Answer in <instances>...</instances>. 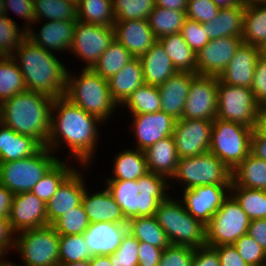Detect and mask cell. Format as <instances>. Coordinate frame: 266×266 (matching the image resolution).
Masks as SVG:
<instances>
[{"instance_id": "obj_1", "label": "cell", "mask_w": 266, "mask_h": 266, "mask_svg": "<svg viewBox=\"0 0 266 266\" xmlns=\"http://www.w3.org/2000/svg\"><path fill=\"white\" fill-rule=\"evenodd\" d=\"M57 110L56 118L51 112L50 133L46 147L54 149L59 143L58 139L63 137V141L70 147L72 155L76 156L83 164H88L92 159L97 136L96 123L101 120L70 102L66 97L54 99L52 111ZM55 118V119H54ZM59 136V138H57Z\"/></svg>"}, {"instance_id": "obj_2", "label": "cell", "mask_w": 266, "mask_h": 266, "mask_svg": "<svg viewBox=\"0 0 266 266\" xmlns=\"http://www.w3.org/2000/svg\"><path fill=\"white\" fill-rule=\"evenodd\" d=\"M54 99L26 90L0 104V123L46 147Z\"/></svg>"}, {"instance_id": "obj_3", "label": "cell", "mask_w": 266, "mask_h": 266, "mask_svg": "<svg viewBox=\"0 0 266 266\" xmlns=\"http://www.w3.org/2000/svg\"><path fill=\"white\" fill-rule=\"evenodd\" d=\"M18 67L27 90L56 99L65 94L67 73L62 63L50 52L25 38L16 49ZM20 62V63H18Z\"/></svg>"}, {"instance_id": "obj_4", "label": "cell", "mask_w": 266, "mask_h": 266, "mask_svg": "<svg viewBox=\"0 0 266 266\" xmlns=\"http://www.w3.org/2000/svg\"><path fill=\"white\" fill-rule=\"evenodd\" d=\"M165 176L147 172L138 180H107V189L119 204L125 219L154 216L162 201L168 198Z\"/></svg>"}, {"instance_id": "obj_5", "label": "cell", "mask_w": 266, "mask_h": 266, "mask_svg": "<svg viewBox=\"0 0 266 266\" xmlns=\"http://www.w3.org/2000/svg\"><path fill=\"white\" fill-rule=\"evenodd\" d=\"M80 75L75 79L67 73L64 97L104 121L118 105L112 98L108 80L88 68H84Z\"/></svg>"}, {"instance_id": "obj_6", "label": "cell", "mask_w": 266, "mask_h": 266, "mask_svg": "<svg viewBox=\"0 0 266 266\" xmlns=\"http://www.w3.org/2000/svg\"><path fill=\"white\" fill-rule=\"evenodd\" d=\"M182 205L170 197L162 201L154 215L158 224L165 231L171 245L194 249L206 246L205 225L188 213Z\"/></svg>"}, {"instance_id": "obj_7", "label": "cell", "mask_w": 266, "mask_h": 266, "mask_svg": "<svg viewBox=\"0 0 266 266\" xmlns=\"http://www.w3.org/2000/svg\"><path fill=\"white\" fill-rule=\"evenodd\" d=\"M252 132L251 127L216 118L209 151L232 171L250 153Z\"/></svg>"}, {"instance_id": "obj_8", "label": "cell", "mask_w": 266, "mask_h": 266, "mask_svg": "<svg viewBox=\"0 0 266 266\" xmlns=\"http://www.w3.org/2000/svg\"><path fill=\"white\" fill-rule=\"evenodd\" d=\"M48 147H42L36 154L10 162L0 163V184L13 194L29 192L35 184L58 161L50 155Z\"/></svg>"}, {"instance_id": "obj_9", "label": "cell", "mask_w": 266, "mask_h": 266, "mask_svg": "<svg viewBox=\"0 0 266 266\" xmlns=\"http://www.w3.org/2000/svg\"><path fill=\"white\" fill-rule=\"evenodd\" d=\"M172 177L186 182L184 189L203 185L231 186L232 171L210 151L179 158Z\"/></svg>"}, {"instance_id": "obj_10", "label": "cell", "mask_w": 266, "mask_h": 266, "mask_svg": "<svg viewBox=\"0 0 266 266\" xmlns=\"http://www.w3.org/2000/svg\"><path fill=\"white\" fill-rule=\"evenodd\" d=\"M250 221L236 199L232 195L227 197L205 226L206 245H233L237 239L247 234Z\"/></svg>"}, {"instance_id": "obj_11", "label": "cell", "mask_w": 266, "mask_h": 266, "mask_svg": "<svg viewBox=\"0 0 266 266\" xmlns=\"http://www.w3.org/2000/svg\"><path fill=\"white\" fill-rule=\"evenodd\" d=\"M14 248L20 251L26 266H57L59 264V234L51 225L20 231Z\"/></svg>"}, {"instance_id": "obj_12", "label": "cell", "mask_w": 266, "mask_h": 266, "mask_svg": "<svg viewBox=\"0 0 266 266\" xmlns=\"http://www.w3.org/2000/svg\"><path fill=\"white\" fill-rule=\"evenodd\" d=\"M217 118L254 129L259 112L251 88L222 83L218 79Z\"/></svg>"}, {"instance_id": "obj_13", "label": "cell", "mask_w": 266, "mask_h": 266, "mask_svg": "<svg viewBox=\"0 0 266 266\" xmlns=\"http://www.w3.org/2000/svg\"><path fill=\"white\" fill-rule=\"evenodd\" d=\"M218 77L197 74L190 84L182 118L214 121L217 118Z\"/></svg>"}, {"instance_id": "obj_14", "label": "cell", "mask_w": 266, "mask_h": 266, "mask_svg": "<svg viewBox=\"0 0 266 266\" xmlns=\"http://www.w3.org/2000/svg\"><path fill=\"white\" fill-rule=\"evenodd\" d=\"M114 40L113 26H99L77 20L70 50L87 62L91 69Z\"/></svg>"}, {"instance_id": "obj_15", "label": "cell", "mask_w": 266, "mask_h": 266, "mask_svg": "<svg viewBox=\"0 0 266 266\" xmlns=\"http://www.w3.org/2000/svg\"><path fill=\"white\" fill-rule=\"evenodd\" d=\"M213 121L176 120L172 137L179 158L198 156L209 151Z\"/></svg>"}, {"instance_id": "obj_16", "label": "cell", "mask_w": 266, "mask_h": 266, "mask_svg": "<svg viewBox=\"0 0 266 266\" xmlns=\"http://www.w3.org/2000/svg\"><path fill=\"white\" fill-rule=\"evenodd\" d=\"M242 44V37L210 40L196 54L197 74L219 77Z\"/></svg>"}, {"instance_id": "obj_17", "label": "cell", "mask_w": 266, "mask_h": 266, "mask_svg": "<svg viewBox=\"0 0 266 266\" xmlns=\"http://www.w3.org/2000/svg\"><path fill=\"white\" fill-rule=\"evenodd\" d=\"M224 188L230 190V186L220 185H203L185 189L182 203L188 213L206 226L228 197Z\"/></svg>"}, {"instance_id": "obj_18", "label": "cell", "mask_w": 266, "mask_h": 266, "mask_svg": "<svg viewBox=\"0 0 266 266\" xmlns=\"http://www.w3.org/2000/svg\"><path fill=\"white\" fill-rule=\"evenodd\" d=\"M8 220L13 232L49 225L45 203L31 191L13 195Z\"/></svg>"}, {"instance_id": "obj_19", "label": "cell", "mask_w": 266, "mask_h": 266, "mask_svg": "<svg viewBox=\"0 0 266 266\" xmlns=\"http://www.w3.org/2000/svg\"><path fill=\"white\" fill-rule=\"evenodd\" d=\"M114 38L135 58L143 56L157 41L147 19L116 20Z\"/></svg>"}, {"instance_id": "obj_20", "label": "cell", "mask_w": 266, "mask_h": 266, "mask_svg": "<svg viewBox=\"0 0 266 266\" xmlns=\"http://www.w3.org/2000/svg\"><path fill=\"white\" fill-rule=\"evenodd\" d=\"M137 149L145 151L161 139L172 136L176 120L163 111L133 115Z\"/></svg>"}, {"instance_id": "obj_21", "label": "cell", "mask_w": 266, "mask_h": 266, "mask_svg": "<svg viewBox=\"0 0 266 266\" xmlns=\"http://www.w3.org/2000/svg\"><path fill=\"white\" fill-rule=\"evenodd\" d=\"M259 57V47L243 43L218 79L225 84L251 88Z\"/></svg>"}, {"instance_id": "obj_22", "label": "cell", "mask_w": 266, "mask_h": 266, "mask_svg": "<svg viewBox=\"0 0 266 266\" xmlns=\"http://www.w3.org/2000/svg\"><path fill=\"white\" fill-rule=\"evenodd\" d=\"M127 231V224L96 222L90 223L83 235L91 255L100 256L115 252Z\"/></svg>"}, {"instance_id": "obj_23", "label": "cell", "mask_w": 266, "mask_h": 266, "mask_svg": "<svg viewBox=\"0 0 266 266\" xmlns=\"http://www.w3.org/2000/svg\"><path fill=\"white\" fill-rule=\"evenodd\" d=\"M196 75L191 72L177 71L158 86L161 98L160 111L170 115L175 120L182 119L190 84Z\"/></svg>"}, {"instance_id": "obj_24", "label": "cell", "mask_w": 266, "mask_h": 266, "mask_svg": "<svg viewBox=\"0 0 266 266\" xmlns=\"http://www.w3.org/2000/svg\"><path fill=\"white\" fill-rule=\"evenodd\" d=\"M77 20H49L40 30V34H35L26 27V38L33 44L42 47L46 51L69 50L73 41ZM50 49V50H49Z\"/></svg>"}, {"instance_id": "obj_25", "label": "cell", "mask_w": 266, "mask_h": 266, "mask_svg": "<svg viewBox=\"0 0 266 266\" xmlns=\"http://www.w3.org/2000/svg\"><path fill=\"white\" fill-rule=\"evenodd\" d=\"M84 191L83 180L75 169L45 204L48 224L51 225L61 215L81 204Z\"/></svg>"}, {"instance_id": "obj_26", "label": "cell", "mask_w": 266, "mask_h": 266, "mask_svg": "<svg viewBox=\"0 0 266 266\" xmlns=\"http://www.w3.org/2000/svg\"><path fill=\"white\" fill-rule=\"evenodd\" d=\"M82 204L90 223L112 222L127 224L119 204L114 200L107 188L89 196L86 189L82 196Z\"/></svg>"}, {"instance_id": "obj_27", "label": "cell", "mask_w": 266, "mask_h": 266, "mask_svg": "<svg viewBox=\"0 0 266 266\" xmlns=\"http://www.w3.org/2000/svg\"><path fill=\"white\" fill-rule=\"evenodd\" d=\"M139 59L143 68L145 84L160 86L177 72L172 60L158 40Z\"/></svg>"}, {"instance_id": "obj_28", "label": "cell", "mask_w": 266, "mask_h": 266, "mask_svg": "<svg viewBox=\"0 0 266 266\" xmlns=\"http://www.w3.org/2000/svg\"><path fill=\"white\" fill-rule=\"evenodd\" d=\"M0 163L36 154L43 146L34 138L19 134L0 123Z\"/></svg>"}, {"instance_id": "obj_29", "label": "cell", "mask_w": 266, "mask_h": 266, "mask_svg": "<svg viewBox=\"0 0 266 266\" xmlns=\"http://www.w3.org/2000/svg\"><path fill=\"white\" fill-rule=\"evenodd\" d=\"M244 9L245 7L242 5L220 8L217 16L203 24L209 40L222 37H242Z\"/></svg>"}, {"instance_id": "obj_30", "label": "cell", "mask_w": 266, "mask_h": 266, "mask_svg": "<svg viewBox=\"0 0 266 266\" xmlns=\"http://www.w3.org/2000/svg\"><path fill=\"white\" fill-rule=\"evenodd\" d=\"M109 89L116 103H125L129 96L145 84L143 68L139 58H133L109 80Z\"/></svg>"}, {"instance_id": "obj_31", "label": "cell", "mask_w": 266, "mask_h": 266, "mask_svg": "<svg viewBox=\"0 0 266 266\" xmlns=\"http://www.w3.org/2000/svg\"><path fill=\"white\" fill-rule=\"evenodd\" d=\"M148 171L163 176L175 173L179 156L172 136L159 140L145 151Z\"/></svg>"}, {"instance_id": "obj_32", "label": "cell", "mask_w": 266, "mask_h": 266, "mask_svg": "<svg viewBox=\"0 0 266 266\" xmlns=\"http://www.w3.org/2000/svg\"><path fill=\"white\" fill-rule=\"evenodd\" d=\"M231 185L266 191V161L251 152L232 170Z\"/></svg>"}, {"instance_id": "obj_33", "label": "cell", "mask_w": 266, "mask_h": 266, "mask_svg": "<svg viewBox=\"0 0 266 266\" xmlns=\"http://www.w3.org/2000/svg\"><path fill=\"white\" fill-rule=\"evenodd\" d=\"M158 41L177 71L197 74L196 53L185 42L181 33L170 34Z\"/></svg>"}, {"instance_id": "obj_34", "label": "cell", "mask_w": 266, "mask_h": 266, "mask_svg": "<svg viewBox=\"0 0 266 266\" xmlns=\"http://www.w3.org/2000/svg\"><path fill=\"white\" fill-rule=\"evenodd\" d=\"M128 231L138 240L165 249L170 245L155 216L134 217L127 221Z\"/></svg>"}, {"instance_id": "obj_35", "label": "cell", "mask_w": 266, "mask_h": 266, "mask_svg": "<svg viewBox=\"0 0 266 266\" xmlns=\"http://www.w3.org/2000/svg\"><path fill=\"white\" fill-rule=\"evenodd\" d=\"M242 40L259 48L266 41V4L245 7Z\"/></svg>"}, {"instance_id": "obj_36", "label": "cell", "mask_w": 266, "mask_h": 266, "mask_svg": "<svg viewBox=\"0 0 266 266\" xmlns=\"http://www.w3.org/2000/svg\"><path fill=\"white\" fill-rule=\"evenodd\" d=\"M14 54L0 57V104L27 90Z\"/></svg>"}, {"instance_id": "obj_37", "label": "cell", "mask_w": 266, "mask_h": 266, "mask_svg": "<svg viewBox=\"0 0 266 266\" xmlns=\"http://www.w3.org/2000/svg\"><path fill=\"white\" fill-rule=\"evenodd\" d=\"M133 58L132 54L114 38L91 69L102 78L109 80Z\"/></svg>"}, {"instance_id": "obj_38", "label": "cell", "mask_w": 266, "mask_h": 266, "mask_svg": "<svg viewBox=\"0 0 266 266\" xmlns=\"http://www.w3.org/2000/svg\"><path fill=\"white\" fill-rule=\"evenodd\" d=\"M113 172L115 178L107 180H138L148 171L147 161L144 151L136 148V151L126 150L117 155Z\"/></svg>"}, {"instance_id": "obj_39", "label": "cell", "mask_w": 266, "mask_h": 266, "mask_svg": "<svg viewBox=\"0 0 266 266\" xmlns=\"http://www.w3.org/2000/svg\"><path fill=\"white\" fill-rule=\"evenodd\" d=\"M186 18V11L170 10L156 6L147 20L158 40L170 34L180 33Z\"/></svg>"}, {"instance_id": "obj_40", "label": "cell", "mask_w": 266, "mask_h": 266, "mask_svg": "<svg viewBox=\"0 0 266 266\" xmlns=\"http://www.w3.org/2000/svg\"><path fill=\"white\" fill-rule=\"evenodd\" d=\"M78 20L99 26H113L116 18L112 0H80L77 5Z\"/></svg>"}, {"instance_id": "obj_41", "label": "cell", "mask_w": 266, "mask_h": 266, "mask_svg": "<svg viewBox=\"0 0 266 266\" xmlns=\"http://www.w3.org/2000/svg\"><path fill=\"white\" fill-rule=\"evenodd\" d=\"M74 171L58 160L35 184L31 192L46 204Z\"/></svg>"}, {"instance_id": "obj_42", "label": "cell", "mask_w": 266, "mask_h": 266, "mask_svg": "<svg viewBox=\"0 0 266 266\" xmlns=\"http://www.w3.org/2000/svg\"><path fill=\"white\" fill-rule=\"evenodd\" d=\"M123 105L128 106L133 115L160 111L161 98L158 86L144 84L138 87Z\"/></svg>"}, {"instance_id": "obj_43", "label": "cell", "mask_w": 266, "mask_h": 266, "mask_svg": "<svg viewBox=\"0 0 266 266\" xmlns=\"http://www.w3.org/2000/svg\"><path fill=\"white\" fill-rule=\"evenodd\" d=\"M230 189L235 190L233 197L250 220L266 219V191L248 189L237 185H231Z\"/></svg>"}, {"instance_id": "obj_44", "label": "cell", "mask_w": 266, "mask_h": 266, "mask_svg": "<svg viewBox=\"0 0 266 266\" xmlns=\"http://www.w3.org/2000/svg\"><path fill=\"white\" fill-rule=\"evenodd\" d=\"M34 13L37 22L43 16L52 21L78 20L77 6L65 0H34Z\"/></svg>"}, {"instance_id": "obj_45", "label": "cell", "mask_w": 266, "mask_h": 266, "mask_svg": "<svg viewBox=\"0 0 266 266\" xmlns=\"http://www.w3.org/2000/svg\"><path fill=\"white\" fill-rule=\"evenodd\" d=\"M92 257L83 234L59 235V263H72Z\"/></svg>"}, {"instance_id": "obj_46", "label": "cell", "mask_w": 266, "mask_h": 266, "mask_svg": "<svg viewBox=\"0 0 266 266\" xmlns=\"http://www.w3.org/2000/svg\"><path fill=\"white\" fill-rule=\"evenodd\" d=\"M89 225L90 221L82 203L71 208L51 224L59 235L83 234Z\"/></svg>"}, {"instance_id": "obj_47", "label": "cell", "mask_w": 266, "mask_h": 266, "mask_svg": "<svg viewBox=\"0 0 266 266\" xmlns=\"http://www.w3.org/2000/svg\"><path fill=\"white\" fill-rule=\"evenodd\" d=\"M116 20L147 19L156 7L155 0H112Z\"/></svg>"}, {"instance_id": "obj_48", "label": "cell", "mask_w": 266, "mask_h": 266, "mask_svg": "<svg viewBox=\"0 0 266 266\" xmlns=\"http://www.w3.org/2000/svg\"><path fill=\"white\" fill-rule=\"evenodd\" d=\"M16 25L7 15L0 17V57L12 56V51L26 38V31L18 30Z\"/></svg>"}, {"instance_id": "obj_49", "label": "cell", "mask_w": 266, "mask_h": 266, "mask_svg": "<svg viewBox=\"0 0 266 266\" xmlns=\"http://www.w3.org/2000/svg\"><path fill=\"white\" fill-rule=\"evenodd\" d=\"M233 245L250 266H266V251L248 233L237 239Z\"/></svg>"}, {"instance_id": "obj_50", "label": "cell", "mask_w": 266, "mask_h": 266, "mask_svg": "<svg viewBox=\"0 0 266 266\" xmlns=\"http://www.w3.org/2000/svg\"><path fill=\"white\" fill-rule=\"evenodd\" d=\"M180 33L196 54L210 41L204 25L189 18L185 19Z\"/></svg>"}, {"instance_id": "obj_51", "label": "cell", "mask_w": 266, "mask_h": 266, "mask_svg": "<svg viewBox=\"0 0 266 266\" xmlns=\"http://www.w3.org/2000/svg\"><path fill=\"white\" fill-rule=\"evenodd\" d=\"M194 252L192 247L170 244L163 250L158 266H191Z\"/></svg>"}, {"instance_id": "obj_52", "label": "cell", "mask_w": 266, "mask_h": 266, "mask_svg": "<svg viewBox=\"0 0 266 266\" xmlns=\"http://www.w3.org/2000/svg\"><path fill=\"white\" fill-rule=\"evenodd\" d=\"M220 11L213 0H188L186 16L187 18L205 24L217 16Z\"/></svg>"}, {"instance_id": "obj_53", "label": "cell", "mask_w": 266, "mask_h": 266, "mask_svg": "<svg viewBox=\"0 0 266 266\" xmlns=\"http://www.w3.org/2000/svg\"><path fill=\"white\" fill-rule=\"evenodd\" d=\"M251 90L259 105L266 101V59L262 56L256 63Z\"/></svg>"}, {"instance_id": "obj_54", "label": "cell", "mask_w": 266, "mask_h": 266, "mask_svg": "<svg viewBox=\"0 0 266 266\" xmlns=\"http://www.w3.org/2000/svg\"><path fill=\"white\" fill-rule=\"evenodd\" d=\"M138 247L139 241L127 231L118 249L112 254L116 256L118 260L138 261Z\"/></svg>"}, {"instance_id": "obj_55", "label": "cell", "mask_w": 266, "mask_h": 266, "mask_svg": "<svg viewBox=\"0 0 266 266\" xmlns=\"http://www.w3.org/2000/svg\"><path fill=\"white\" fill-rule=\"evenodd\" d=\"M164 249L139 241L138 266H158Z\"/></svg>"}, {"instance_id": "obj_56", "label": "cell", "mask_w": 266, "mask_h": 266, "mask_svg": "<svg viewBox=\"0 0 266 266\" xmlns=\"http://www.w3.org/2000/svg\"><path fill=\"white\" fill-rule=\"evenodd\" d=\"M219 257L220 266H250L239 255L234 245L212 247Z\"/></svg>"}, {"instance_id": "obj_57", "label": "cell", "mask_w": 266, "mask_h": 266, "mask_svg": "<svg viewBox=\"0 0 266 266\" xmlns=\"http://www.w3.org/2000/svg\"><path fill=\"white\" fill-rule=\"evenodd\" d=\"M4 7L7 15V10L10 8L28 22L34 23L36 21L34 0H4Z\"/></svg>"}, {"instance_id": "obj_58", "label": "cell", "mask_w": 266, "mask_h": 266, "mask_svg": "<svg viewBox=\"0 0 266 266\" xmlns=\"http://www.w3.org/2000/svg\"><path fill=\"white\" fill-rule=\"evenodd\" d=\"M191 266H220L217 252L207 245L196 248Z\"/></svg>"}, {"instance_id": "obj_59", "label": "cell", "mask_w": 266, "mask_h": 266, "mask_svg": "<svg viewBox=\"0 0 266 266\" xmlns=\"http://www.w3.org/2000/svg\"><path fill=\"white\" fill-rule=\"evenodd\" d=\"M247 233L266 251V219L251 220Z\"/></svg>"}, {"instance_id": "obj_60", "label": "cell", "mask_w": 266, "mask_h": 266, "mask_svg": "<svg viewBox=\"0 0 266 266\" xmlns=\"http://www.w3.org/2000/svg\"><path fill=\"white\" fill-rule=\"evenodd\" d=\"M14 232L10 227L9 220L0 217V258L2 259L3 254L9 247L14 248V241L11 237ZM12 243V244H11Z\"/></svg>"}, {"instance_id": "obj_61", "label": "cell", "mask_w": 266, "mask_h": 266, "mask_svg": "<svg viewBox=\"0 0 266 266\" xmlns=\"http://www.w3.org/2000/svg\"><path fill=\"white\" fill-rule=\"evenodd\" d=\"M13 193L0 184V217L9 219Z\"/></svg>"}, {"instance_id": "obj_62", "label": "cell", "mask_w": 266, "mask_h": 266, "mask_svg": "<svg viewBox=\"0 0 266 266\" xmlns=\"http://www.w3.org/2000/svg\"><path fill=\"white\" fill-rule=\"evenodd\" d=\"M250 152L256 157L266 161V139L260 137L254 130L251 135Z\"/></svg>"}, {"instance_id": "obj_63", "label": "cell", "mask_w": 266, "mask_h": 266, "mask_svg": "<svg viewBox=\"0 0 266 266\" xmlns=\"http://www.w3.org/2000/svg\"><path fill=\"white\" fill-rule=\"evenodd\" d=\"M156 6L170 9L186 11L188 0H155Z\"/></svg>"}, {"instance_id": "obj_64", "label": "cell", "mask_w": 266, "mask_h": 266, "mask_svg": "<svg viewBox=\"0 0 266 266\" xmlns=\"http://www.w3.org/2000/svg\"><path fill=\"white\" fill-rule=\"evenodd\" d=\"M253 130L260 137L266 139V117L260 111L257 114L256 124Z\"/></svg>"}, {"instance_id": "obj_65", "label": "cell", "mask_w": 266, "mask_h": 266, "mask_svg": "<svg viewBox=\"0 0 266 266\" xmlns=\"http://www.w3.org/2000/svg\"><path fill=\"white\" fill-rule=\"evenodd\" d=\"M90 266H112V263L108 255L92 256Z\"/></svg>"}, {"instance_id": "obj_66", "label": "cell", "mask_w": 266, "mask_h": 266, "mask_svg": "<svg viewBox=\"0 0 266 266\" xmlns=\"http://www.w3.org/2000/svg\"><path fill=\"white\" fill-rule=\"evenodd\" d=\"M108 256L110 257L112 266H138L139 263V261L118 260L113 254Z\"/></svg>"}, {"instance_id": "obj_67", "label": "cell", "mask_w": 266, "mask_h": 266, "mask_svg": "<svg viewBox=\"0 0 266 266\" xmlns=\"http://www.w3.org/2000/svg\"><path fill=\"white\" fill-rule=\"evenodd\" d=\"M213 2L220 8L240 5L239 0H213Z\"/></svg>"}, {"instance_id": "obj_68", "label": "cell", "mask_w": 266, "mask_h": 266, "mask_svg": "<svg viewBox=\"0 0 266 266\" xmlns=\"http://www.w3.org/2000/svg\"><path fill=\"white\" fill-rule=\"evenodd\" d=\"M240 5L246 7L249 5L266 4V0H239Z\"/></svg>"}, {"instance_id": "obj_69", "label": "cell", "mask_w": 266, "mask_h": 266, "mask_svg": "<svg viewBox=\"0 0 266 266\" xmlns=\"http://www.w3.org/2000/svg\"><path fill=\"white\" fill-rule=\"evenodd\" d=\"M57 266H90V259L81 262L59 263Z\"/></svg>"}, {"instance_id": "obj_70", "label": "cell", "mask_w": 266, "mask_h": 266, "mask_svg": "<svg viewBox=\"0 0 266 266\" xmlns=\"http://www.w3.org/2000/svg\"><path fill=\"white\" fill-rule=\"evenodd\" d=\"M260 56L266 59V41L260 46Z\"/></svg>"}, {"instance_id": "obj_71", "label": "cell", "mask_w": 266, "mask_h": 266, "mask_svg": "<svg viewBox=\"0 0 266 266\" xmlns=\"http://www.w3.org/2000/svg\"><path fill=\"white\" fill-rule=\"evenodd\" d=\"M6 16L4 0H0V17Z\"/></svg>"}, {"instance_id": "obj_72", "label": "cell", "mask_w": 266, "mask_h": 266, "mask_svg": "<svg viewBox=\"0 0 266 266\" xmlns=\"http://www.w3.org/2000/svg\"><path fill=\"white\" fill-rule=\"evenodd\" d=\"M259 111L266 117V101L259 105Z\"/></svg>"}, {"instance_id": "obj_73", "label": "cell", "mask_w": 266, "mask_h": 266, "mask_svg": "<svg viewBox=\"0 0 266 266\" xmlns=\"http://www.w3.org/2000/svg\"><path fill=\"white\" fill-rule=\"evenodd\" d=\"M0 266H17V265H14L12 264L11 262L8 263V261H1L0 259Z\"/></svg>"}, {"instance_id": "obj_74", "label": "cell", "mask_w": 266, "mask_h": 266, "mask_svg": "<svg viewBox=\"0 0 266 266\" xmlns=\"http://www.w3.org/2000/svg\"><path fill=\"white\" fill-rule=\"evenodd\" d=\"M65 1L75 4L77 6L80 0H65Z\"/></svg>"}]
</instances>
